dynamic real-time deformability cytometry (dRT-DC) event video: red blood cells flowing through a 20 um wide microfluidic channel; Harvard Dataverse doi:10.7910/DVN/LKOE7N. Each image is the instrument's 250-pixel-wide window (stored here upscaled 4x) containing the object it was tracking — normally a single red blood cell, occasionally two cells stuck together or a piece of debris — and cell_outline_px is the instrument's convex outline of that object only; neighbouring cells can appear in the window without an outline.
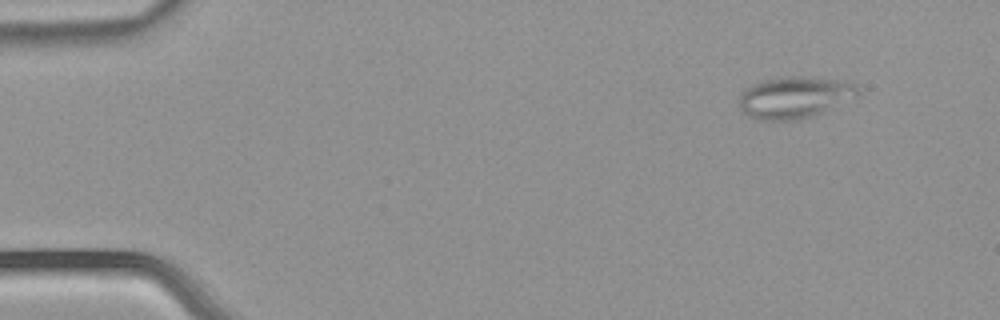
{"species": "common noctule bat (a hibernating species)", "species_latin": "Nyctalus noctula", "temperature_condition": "warm", "stored_images_in_passage": 5, "camera_frame_rate_fps": 3000, "um_per_image_px": 0.085, "animal": {"sex": "male", "body_mass_g": 21.5, "forearm_length_mm": 52.0}, "frame": {"image": 1, "passage_image": 1, "time_ms": 0.0, "image_size_px": [1000, 320], "cell_outline_px": [[860, 92], [856, 96], [812, 116], [792, 120], [764, 120], [748, 116], [740, 108], [740, 96], [744, 88], [760, 80], [788, 76], [800, 76], [836, 80], [856, 84]], "centroid_in_image_um": [67.49, 8.26], "position_along_channel_um": 17.5, "area_um2": 28.44}}